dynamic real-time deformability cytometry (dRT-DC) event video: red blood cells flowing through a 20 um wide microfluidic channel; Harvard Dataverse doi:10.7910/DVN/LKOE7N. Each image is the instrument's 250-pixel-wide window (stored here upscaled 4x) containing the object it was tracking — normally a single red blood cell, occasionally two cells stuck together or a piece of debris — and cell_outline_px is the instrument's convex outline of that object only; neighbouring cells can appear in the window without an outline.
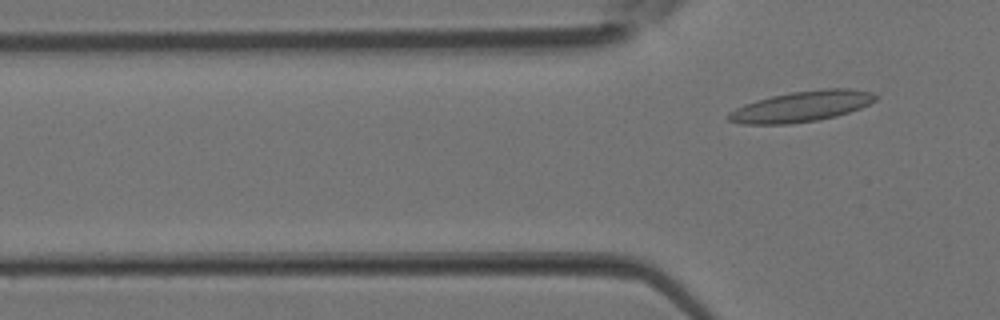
{"species": "Egyptian fruit bat (a non-hibernating species)", "species_latin": "Rousettus aegyptiacus", "temperature_condition": "room temperature", "stored_images_in_passage": 4, "camera_frame_rate_fps": 3000, "um_per_image_px": 0.085, "animal": {"sex": "female"}, "frame": {"image": 1, "passage_image": 4, "time_ms": 1.0, "image_size_px": [1000, 320], "cell_outline_px": [[880, 96], [876, 100], [860, 108], [836, 116], [816, 120], [788, 124], [744, 124], [728, 120], [728, 112], [744, 104], [756, 100], [772, 96], [792, 92], [824, 88], [848, 88], [872, 92]], "centroid_in_image_um": [68.15, 9.04], "position_along_channel_um": 57.6, "area_um2": 26.18}}